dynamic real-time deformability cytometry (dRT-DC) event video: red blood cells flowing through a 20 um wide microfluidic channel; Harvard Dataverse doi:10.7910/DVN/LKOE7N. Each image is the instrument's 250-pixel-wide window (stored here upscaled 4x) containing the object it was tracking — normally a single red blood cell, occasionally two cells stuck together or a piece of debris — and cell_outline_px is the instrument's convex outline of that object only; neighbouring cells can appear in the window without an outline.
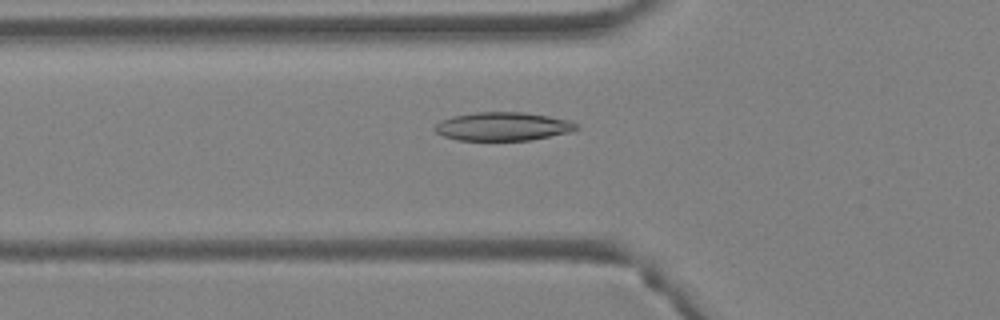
{"species": "Egyptian fruit bat (a non-hibernating species)", "species_latin": "Rousettus aegyptiacus", "temperature_condition": "warm", "stored_images_in_passage": 4, "camera_frame_rate_fps": 3000, "um_per_image_px": 0.085, "animal": {"sex": "female"}, "frame": {"image": 1, "passage_image": 4, "time_ms": 1.0, "image_size_px": [1000, 320], "cell_outline_px": [[580, 128], [572, 132], [532, 140], [456, 140], [444, 136], [436, 132], [432, 128], [440, 120], [452, 116], [476, 112], [520, 112], [548, 116], [568, 120], [576, 124]], "centroid_in_image_um": [42.73, 10.75], "position_along_channel_um": 83.1, "area_um2": 23.58}}